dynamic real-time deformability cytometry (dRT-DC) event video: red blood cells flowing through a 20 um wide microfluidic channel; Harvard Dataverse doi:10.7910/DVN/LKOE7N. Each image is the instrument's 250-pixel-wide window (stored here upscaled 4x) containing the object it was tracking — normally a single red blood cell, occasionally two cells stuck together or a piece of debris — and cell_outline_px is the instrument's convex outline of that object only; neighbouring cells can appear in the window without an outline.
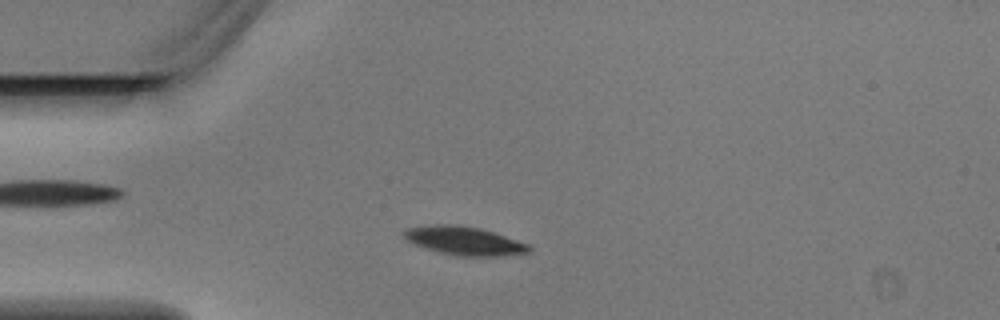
{"species": "Egyptian fruit bat (a non-hibernating species)", "species_latin": "Rousettus aegyptiacus", "temperature_condition": "warm", "stored_images_in_passage": 5, "camera_frame_rate_fps": 3000, "um_per_image_px": 0.085, "animal": {"sex": "male"}, "frame": {"image": 1, "passage_image": 4, "time_ms": 1.0, "image_size_px": [1000, 320], "cell_outline_px": [[532, 248], [528, 252], [496, 256], [460, 256], [440, 252], [416, 244], [408, 240], [404, 236], [404, 232], [408, 228], [436, 224], [448, 224], [480, 228], [528, 244]], "centroid_in_image_um": [39.47, 20.47], "position_along_channel_um": 45.5, "area_um2": 20.11}}